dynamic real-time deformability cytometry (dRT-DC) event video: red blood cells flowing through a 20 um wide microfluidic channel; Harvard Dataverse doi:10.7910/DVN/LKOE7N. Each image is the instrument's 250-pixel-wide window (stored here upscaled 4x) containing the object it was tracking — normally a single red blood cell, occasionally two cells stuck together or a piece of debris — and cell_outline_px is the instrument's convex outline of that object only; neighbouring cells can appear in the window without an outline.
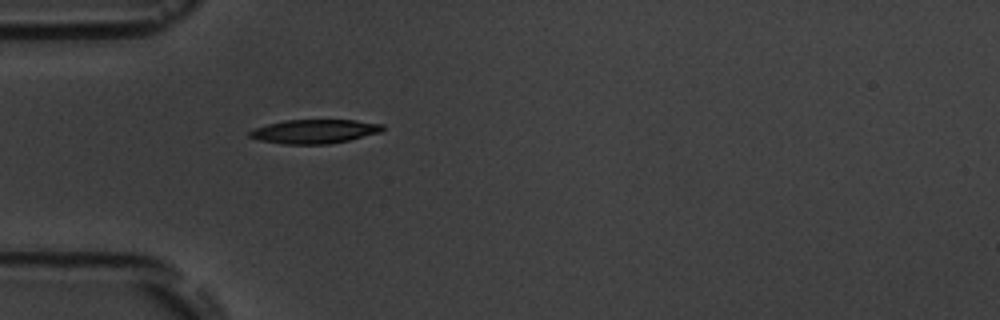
{"species": "common noctule bat (a hibernating species)", "species_latin": "Nyctalus noctula", "temperature_condition": "room temperature", "stored_images_in_passage": 1, "camera_frame_rate_fps": 3000, "um_per_image_px": 0.085, "animal": {"sex": "male", "body_mass_g": 19.5, "forearm_length_mm": 54.6}, "frame": {"image": 1, "passage_image": 1, "time_ms": 0.0, "image_size_px": [1000, 320], "cell_outline_px": [[384, 128], [380, 132], [348, 140], [328, 144], [284, 144], [260, 140], [248, 136], [248, 132], [252, 128], [284, 120], [356, 120], [384, 124]], "centroid_in_image_um": [26.71, 11.16], "position_along_channel_um": 58.3, "area_um2": 18.55}}